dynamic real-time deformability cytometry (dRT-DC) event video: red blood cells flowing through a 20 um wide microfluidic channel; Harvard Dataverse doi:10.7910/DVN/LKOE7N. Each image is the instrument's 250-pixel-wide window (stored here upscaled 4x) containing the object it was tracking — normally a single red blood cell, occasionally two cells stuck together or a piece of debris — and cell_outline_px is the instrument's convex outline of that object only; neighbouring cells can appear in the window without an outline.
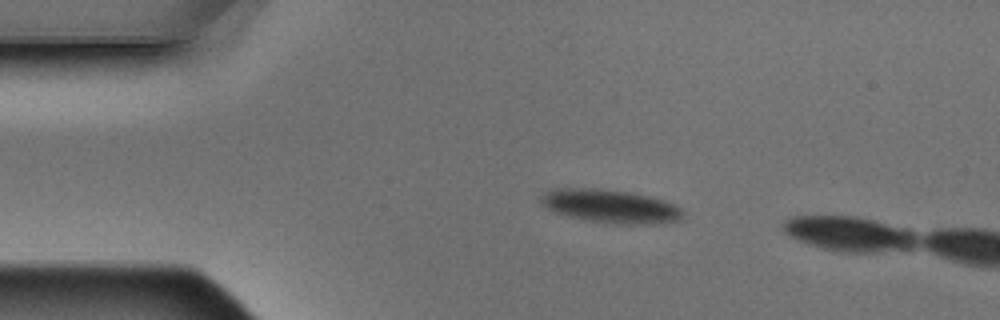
{"species": "Egyptian fruit bat (a non-hibernating species)", "species_latin": "Rousettus aegyptiacus", "temperature_condition": "warm", "stored_images_in_passage": 4, "camera_frame_rate_fps": 3000, "um_per_image_px": 0.085, "animal": {"sex": "male"}, "frame": {"image": 1, "passage_image": 3, "time_ms": 0.667, "image_size_px": [1000, 320], "cell_outline_px": [[684, 220], [664, 224], [616, 224], [584, 220], [568, 216], [556, 212], [548, 208], [540, 200], [540, 196], [544, 192], [552, 188], [600, 188], [632, 192], [664, 200], [680, 208], [684, 212]], "centroid_in_image_um": [51.94, 17.53], "position_along_channel_um": 33.1, "area_um2": 28.09}}